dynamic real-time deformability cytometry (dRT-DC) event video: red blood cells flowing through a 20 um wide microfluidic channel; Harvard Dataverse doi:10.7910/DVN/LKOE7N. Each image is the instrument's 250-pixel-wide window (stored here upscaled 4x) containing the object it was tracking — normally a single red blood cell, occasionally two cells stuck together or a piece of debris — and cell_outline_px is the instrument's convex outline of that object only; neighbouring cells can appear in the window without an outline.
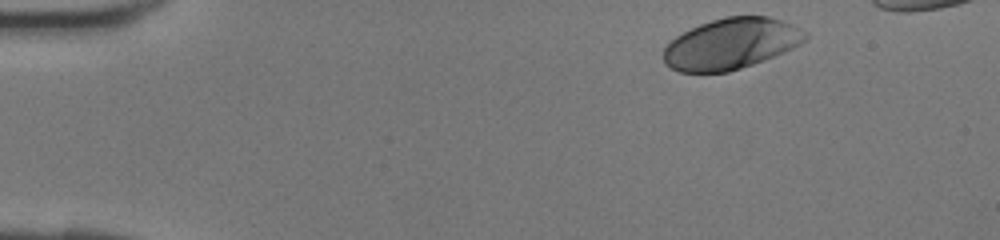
{"species": "human", "species_latin": "Homo sapiens", "temperature_condition": "room temperature", "stored_images_in_passage": 35, "camera_frame_rate_fps": 3000, "um_per_image_px": 0.085, "donor": {"sex": "female"}, "frame": {"image": 1, "passage_image": 1, "time_ms": 0.0, "image_size_px": [1000, 240], "cell_outline_px": [[808, 36], [800, 44], [784, 52], [752, 64], [728, 72], [680, 72], [664, 64], [664, 48], [676, 36], [700, 24], [724, 16], [768, 16], [780, 20], [788, 24]], "centroid_in_image_um": [62.09, 3.73], "position_along_channel_um": 22.9, "area_um2": 41.33}}
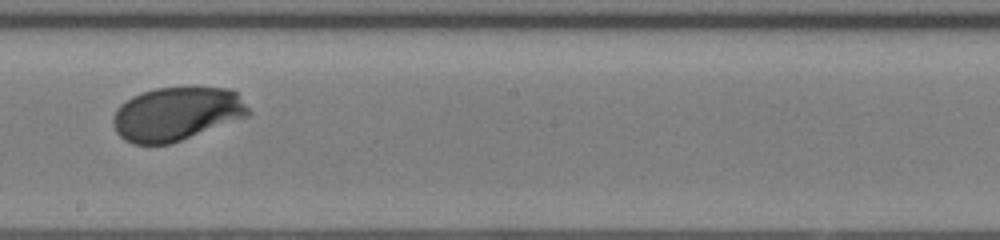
{"frame": {"image": 2, "passage_image": 20, "time_ms": 6.333, "image_size_px": [1000, 240], "cell_outline_px": [[252, 112], [248, 116], [180, 140], [168, 144], [132, 144], [124, 140], [116, 132], [112, 124], [112, 120], [120, 104], [132, 96], [156, 88], [232, 88], [236, 92]], "centroid_in_image_um": [14.99, 9.68], "position_along_channel_um": 233.2, "area_um2": 41.91}}
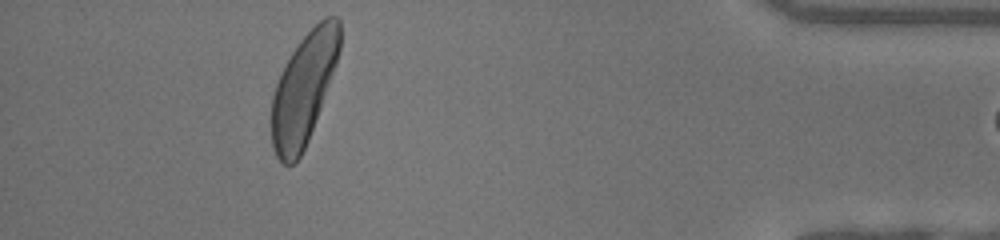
{"frame": {"image": 3, "passage_image": 34, "time_ms": 11.0, "image_size_px": [1000, 240], "cell_outline_px": [[340, 48], [336, 64], [320, 108], [308, 140], [300, 156], [292, 164], [284, 164], [276, 156], [272, 148], [268, 124], [272, 96], [276, 84], [284, 64], [300, 40], [324, 16], [336, 16], [340, 20]], "centroid_in_image_um": [25.76, 7.57], "position_along_channel_um": 409.4, "area_um2": 44.33}}